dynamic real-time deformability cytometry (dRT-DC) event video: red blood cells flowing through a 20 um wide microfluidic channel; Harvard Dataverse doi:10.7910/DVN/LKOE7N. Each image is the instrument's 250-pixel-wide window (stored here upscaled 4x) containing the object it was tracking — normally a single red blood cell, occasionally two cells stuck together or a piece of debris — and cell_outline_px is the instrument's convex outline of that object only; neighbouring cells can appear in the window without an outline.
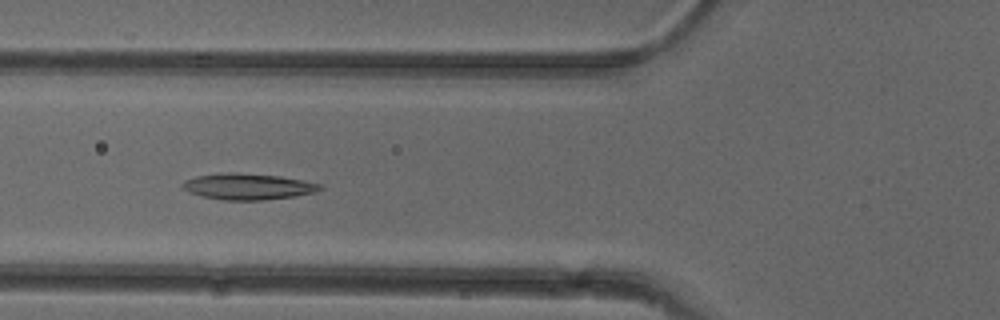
{"species": "common noctule bat (a hibernating species)", "species_latin": "Nyctalus noctula", "temperature_condition": "cold", "stored_images_in_passage": 28, "camera_frame_rate_fps": 3000, "um_per_image_px": 0.085, "animal": {"sex": "female"}, "frame": {"image": 1, "passage_image": 5, "time_ms": 1.333, "image_size_px": [1000, 320], "cell_outline_px": [[324, 188], [316, 192], [296, 196], [264, 200], [224, 200], [204, 196], [188, 192], [180, 188], [180, 184], [184, 180], [196, 176], [228, 172], [236, 172], [280, 176], [304, 180], [320, 184]], "centroid_in_image_um": [21.07, 15.85], "position_along_channel_um": 104.7, "area_um2": 21.15}}
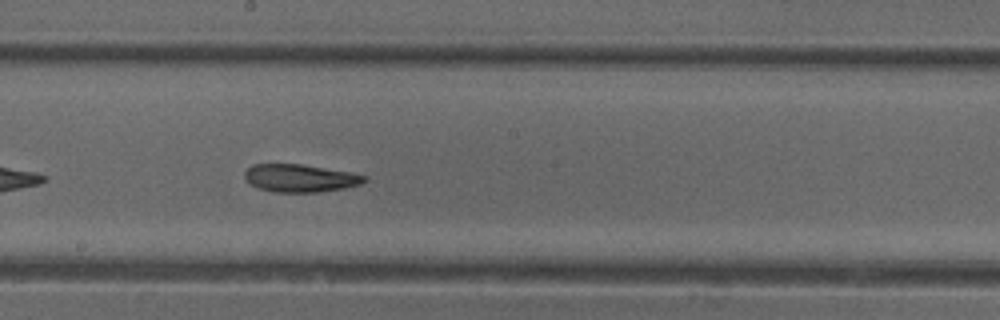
{"frame": {"image": 2, "passage_image": 14, "time_ms": 4.333, "image_size_px": [1000, 320], "cell_outline_px": [[368, 180], [360, 184], [344, 188], [316, 192], [276, 192], [256, 188], [244, 180], [244, 172], [252, 164], [300, 164], [348, 172], [368, 176]], "centroid_in_image_um": [25.46, 15.14], "position_along_channel_um": 222.7, "area_um2": 19.36}}
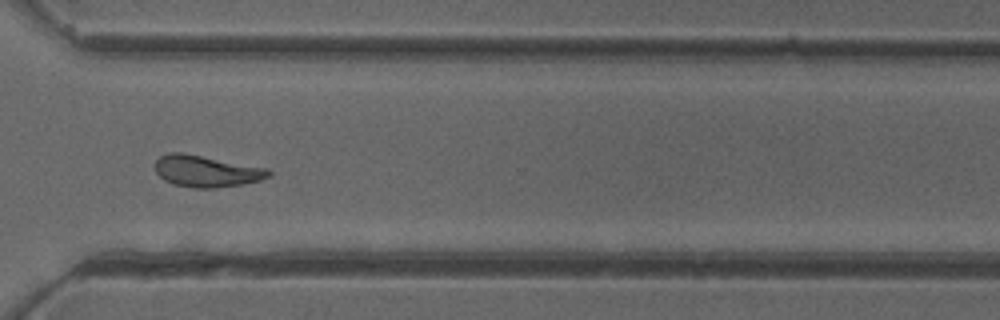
{"frame": {"image": 3, "passage_image": 24, "time_ms": 7.667, "image_size_px": [1000, 320], "cell_outline_px": [[272, 176], [260, 180], [240, 184], [216, 188], [192, 188], [172, 184], [164, 180], [156, 172], [156, 160], [160, 156], [168, 152], [180, 152], [268, 168], [272, 172]], "centroid_in_image_um": [17.54, 14.55], "position_along_channel_um": 353.1, "area_um2": 20.87}, "authors_computed_cell_mechanics": {"area_um2": 20.0855, "velocity_mm_per_s": 3.9206, "shape_relaxation_time_tau1_ms": null, "shape_relaxation_time_tau2_ms": 4.6731, "deformation_change_tau1": null, "deformation_change_tau2": 0.1241}}